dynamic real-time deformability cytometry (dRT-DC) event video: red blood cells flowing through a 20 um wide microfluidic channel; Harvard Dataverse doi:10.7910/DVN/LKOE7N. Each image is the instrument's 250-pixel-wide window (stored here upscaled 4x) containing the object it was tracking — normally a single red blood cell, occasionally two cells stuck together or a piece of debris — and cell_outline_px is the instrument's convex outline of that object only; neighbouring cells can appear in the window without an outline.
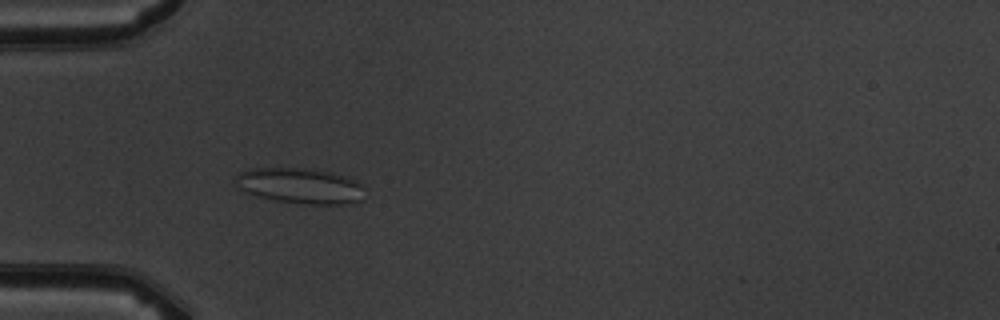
{"species": "common noctule bat (a hibernating species)", "species_latin": "Nyctalus noctula", "temperature_condition": "warm", "stored_images_in_passage": 6, "camera_frame_rate_fps": 3000, "um_per_image_px": 0.085, "animal": {"sex": "male", "body_mass_g": 19.5, "forearm_length_mm": 54.6}, "frame": {"image": 1, "passage_image": 5, "time_ms": 4.667, "image_size_px": [1000, 320], "cell_outline_px": [[360, 200], [344, 204], [308, 204], [276, 200], [256, 196], [240, 188], [236, 184], [236, 176], [240, 172], [256, 168], [312, 168], [328, 172], [356, 180], [360, 184]], "centroid_in_image_um": [25.46, 15.78], "position_along_channel_um": 59.5, "area_um2": 26.13}}
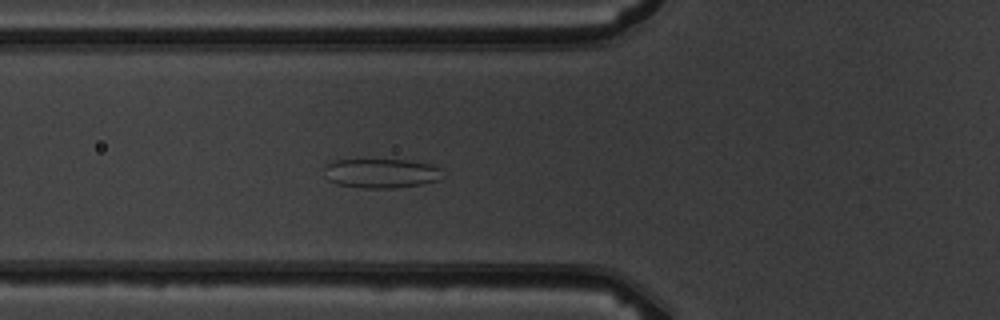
{"frame": {"image": 2, "passage_image": 6, "time_ms": 5.667, "image_size_px": [1000, 320], "cell_outline_px": [[444, 176], [440, 180], [424, 184], [396, 188], [360, 188], [336, 184], [328, 180], [324, 168], [324, 164], [336, 160], [408, 160], [432, 164], [440, 168]], "centroid_in_image_um": [32.43, 14.74], "position_along_channel_um": 93.4, "area_um2": 20.58}}